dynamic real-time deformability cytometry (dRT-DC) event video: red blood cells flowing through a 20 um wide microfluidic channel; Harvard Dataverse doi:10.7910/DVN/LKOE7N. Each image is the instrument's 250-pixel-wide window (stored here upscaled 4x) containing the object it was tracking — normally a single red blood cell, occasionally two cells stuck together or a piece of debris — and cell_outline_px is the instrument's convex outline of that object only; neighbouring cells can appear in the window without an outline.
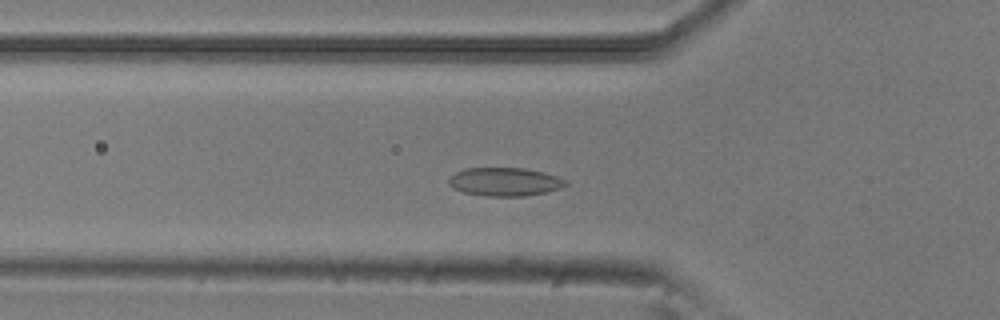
{"species": "common noctule bat (a hibernating species)", "species_latin": "Nyctalus noctula", "temperature_condition": "room temperature", "stored_images_in_passage": 4, "camera_frame_rate_fps": 3000, "um_per_image_px": 0.085, "animal": {"sex": "male", "body_mass_g": 20.5, "forearm_length_mm": 52.5}, "frame": {"image": 1, "passage_image": 4, "time_ms": 1.0, "image_size_px": [1000, 320], "cell_outline_px": [[568, 184], [560, 188], [544, 192], [524, 196], [484, 196], [464, 192], [452, 188], [448, 184], [448, 176], [464, 168], [524, 168], [544, 172], [568, 180]], "centroid_in_image_um": [42.87, 15.44], "position_along_channel_um": 82.9, "area_um2": 19.48}}